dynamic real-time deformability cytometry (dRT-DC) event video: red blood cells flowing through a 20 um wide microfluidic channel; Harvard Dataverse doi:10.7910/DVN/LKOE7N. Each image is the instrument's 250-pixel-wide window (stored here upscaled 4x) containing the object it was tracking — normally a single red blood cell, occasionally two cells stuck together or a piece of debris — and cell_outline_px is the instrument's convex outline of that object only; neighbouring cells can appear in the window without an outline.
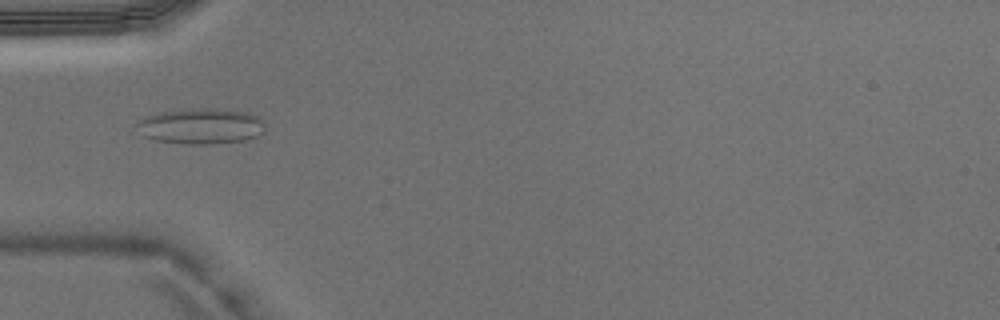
{"species": "Egyptian fruit bat (a non-hibernating species)", "species_latin": "Rousettus aegyptiacus", "temperature_condition": "warm", "stored_images_in_passage": 45, "camera_frame_rate_fps": 3000, "um_per_image_px": 0.085, "animal": {"sex": "male"}, "frame": {"image": 1, "passage_image": 14, "time_ms": 4.333, "image_size_px": [1000, 320], "cell_outline_px": [[264, 132], [256, 136], [244, 140], [212, 144], [184, 144], [156, 140], [144, 136], [136, 124], [144, 116], [160, 112], [192, 108], [220, 108], [252, 112], [260, 116], [264, 124]], "centroid_in_image_um": [17.13, 10.7], "position_along_channel_um": 67.9, "area_um2": 26.99}}